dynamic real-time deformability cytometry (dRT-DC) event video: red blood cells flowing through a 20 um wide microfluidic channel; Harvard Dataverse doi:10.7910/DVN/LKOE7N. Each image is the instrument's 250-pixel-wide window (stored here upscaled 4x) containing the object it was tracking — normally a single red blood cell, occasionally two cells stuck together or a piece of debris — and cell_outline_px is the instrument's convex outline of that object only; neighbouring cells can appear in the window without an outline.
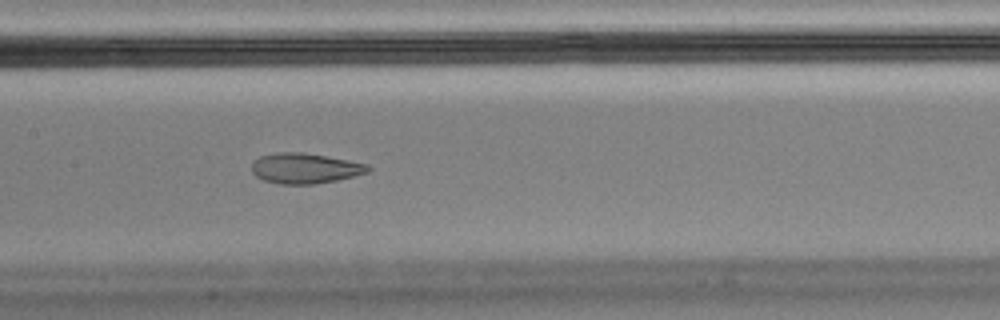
{"species": "Egyptian fruit bat (a non-hibernating species)", "species_latin": "Rousettus aegyptiacus", "temperature_condition": "cold", "stored_images_in_passage": 34, "camera_frame_rate_fps": 3000, "um_per_image_px": 0.085, "animal": {"sex": "male"}, "frame": {"image": 1, "passage_image": 10, "time_ms": 3.0, "image_size_px": [1000, 320], "cell_outline_px": [[372, 168], [368, 172], [336, 180], [312, 184], [280, 184], [264, 180], [256, 176], [252, 172], [252, 164], [260, 156], [276, 152], [304, 152], [368, 164]], "centroid_in_image_um": [25.91, 14.3], "position_along_channel_um": 181.5, "area_um2": 20.4}}